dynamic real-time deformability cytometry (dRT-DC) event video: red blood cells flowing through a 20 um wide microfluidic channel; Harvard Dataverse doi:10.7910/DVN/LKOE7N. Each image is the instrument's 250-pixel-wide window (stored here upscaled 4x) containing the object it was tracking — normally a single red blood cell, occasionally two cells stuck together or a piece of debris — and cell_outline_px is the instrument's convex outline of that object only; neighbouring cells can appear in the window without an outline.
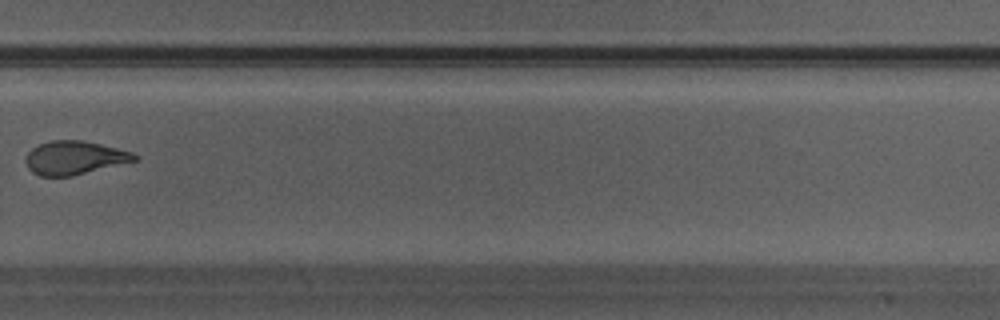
{"species": "Egyptian fruit bat (a non-hibernating species)", "species_latin": "Rousettus aegyptiacus", "temperature_condition": "warm", "stored_images_in_passage": 24, "camera_frame_rate_fps": 3000, "um_per_image_px": 0.085, "animal": {"sex": "male"}, "frame": {"image": 1, "passage_image": 14, "time_ms": 4.333, "image_size_px": [1000, 320], "cell_outline_px": [[140, 156], [136, 160], [72, 176], [40, 176], [32, 172], [28, 168], [24, 160], [28, 152], [32, 148], [40, 144], [52, 140], [80, 140], [100, 144], [132, 152]], "centroid_in_image_um": [6.3, 13.41], "position_along_channel_um": 323.5, "area_um2": 21.1}}